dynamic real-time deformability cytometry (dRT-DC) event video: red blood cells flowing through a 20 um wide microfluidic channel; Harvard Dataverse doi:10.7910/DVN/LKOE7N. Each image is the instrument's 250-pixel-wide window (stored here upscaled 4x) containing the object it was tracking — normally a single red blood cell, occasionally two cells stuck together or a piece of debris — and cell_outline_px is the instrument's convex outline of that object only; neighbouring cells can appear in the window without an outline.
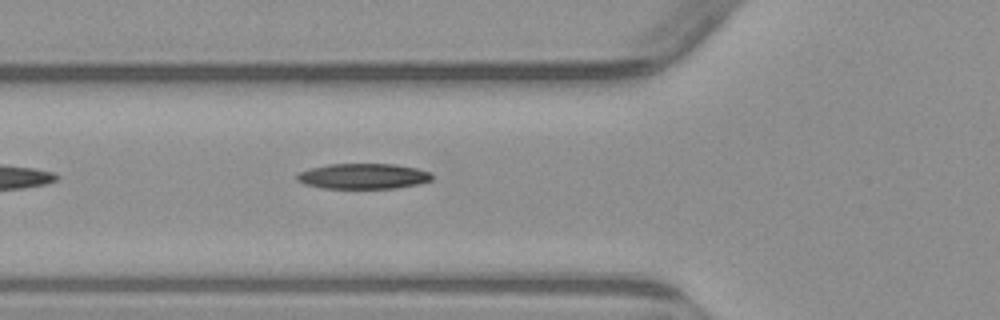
{"species": "common noctule bat (a hibernating species)", "species_latin": "Nyctalus noctula", "temperature_condition": "warm", "stored_images_in_passage": 5, "camera_frame_rate_fps": 3000, "um_per_image_px": 0.085, "animal": {"sex": "male", "body_mass_g": 23.1, "forearm_length_mm": 52.7}, "frame": {"image": 1, "passage_image": 5, "time_ms": 5.667, "image_size_px": [1000, 320], "cell_outline_px": [[432, 180], [420, 184], [396, 188], [320, 188], [304, 184], [296, 180], [296, 172], [308, 168], [328, 164], [396, 164], [416, 168], [428, 172], [432, 176]], "centroid_in_image_um": [30.81, 14.97], "position_along_channel_um": 95.0, "area_um2": 20.23}}